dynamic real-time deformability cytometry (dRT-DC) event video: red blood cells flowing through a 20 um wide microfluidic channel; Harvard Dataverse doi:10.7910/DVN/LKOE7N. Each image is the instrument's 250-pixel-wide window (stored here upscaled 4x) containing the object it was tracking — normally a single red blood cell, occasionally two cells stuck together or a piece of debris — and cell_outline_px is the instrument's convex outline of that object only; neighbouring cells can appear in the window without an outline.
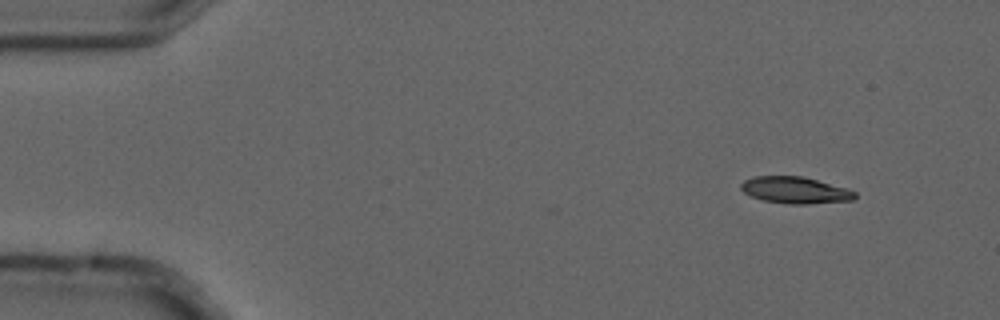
{"species": "common noctule bat (a hibernating species)", "species_latin": "Nyctalus noctula", "temperature_condition": "cold", "stored_images_in_passage": 15, "camera_frame_rate_fps": 3000, "um_per_image_px": 0.085, "animal": {"sex": "male", "forearm_length_mm": 52.5}, "frame": {"image": 1, "passage_image": 2, "time_ms": 0.333, "image_size_px": [1000, 320], "cell_outline_px": [[856, 196], [852, 200], [808, 204], [788, 204], [764, 200], [752, 196], [744, 192], [740, 188], [740, 184], [744, 180], [756, 176], [804, 176], [848, 188], [856, 192]], "centroid_in_image_um": [67.61, 16.15], "position_along_channel_um": 17.4, "area_um2": 17.74}}
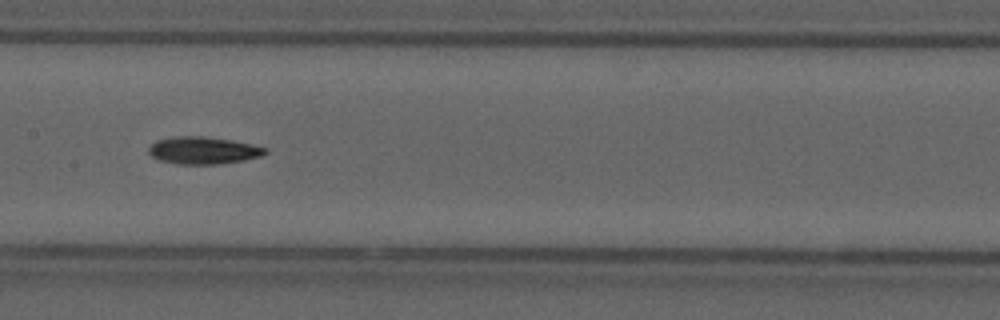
{"frame": {"image": 2, "passage_image": 7, "time_ms": 2.0, "image_size_px": [1000, 320], "cell_outline_px": [[268, 152], [260, 156], [244, 160], [216, 164], [176, 164], [160, 160], [152, 156], [148, 152], [148, 148], [156, 140], [176, 136], [204, 136], [232, 140], [252, 144], [268, 148]], "centroid_in_image_um": [17.28, 12.78], "position_along_channel_um": 190.1, "area_um2": 18.55}}
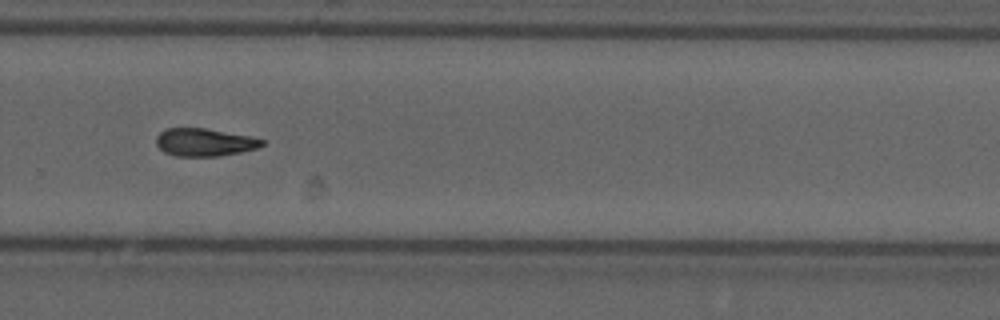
{"frame": {"image": 3, "passage_image": 10, "time_ms": 3.0, "image_size_px": [1000, 320], "cell_outline_px": [[268, 144], [256, 148], [240, 152], [216, 156], [176, 156], [164, 152], [156, 144], [156, 136], [164, 128], [204, 128], [252, 136], [264, 140]], "centroid_in_image_um": [17.39, 12.08], "position_along_channel_um": 312.4, "area_um2": 17.22}}